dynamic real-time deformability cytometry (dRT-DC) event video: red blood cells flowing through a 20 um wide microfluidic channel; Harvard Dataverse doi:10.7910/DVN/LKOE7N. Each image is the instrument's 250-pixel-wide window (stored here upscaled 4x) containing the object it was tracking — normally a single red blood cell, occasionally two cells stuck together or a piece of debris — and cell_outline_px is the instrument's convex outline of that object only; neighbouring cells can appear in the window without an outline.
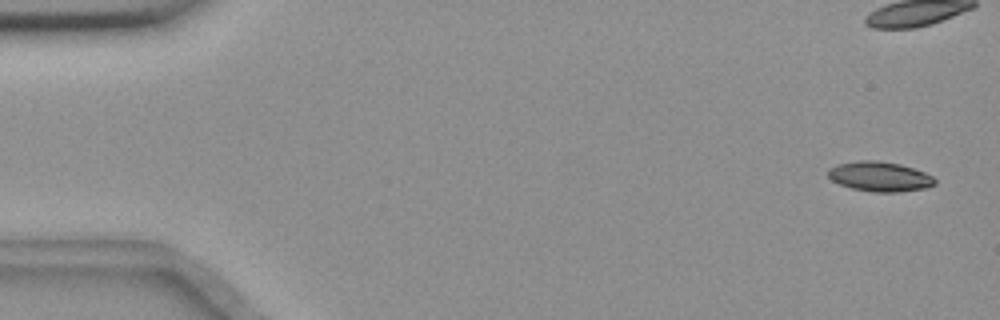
{"species": "common noctule bat (a hibernating species)", "species_latin": "Nyctalus noctula", "temperature_condition": "room temperature", "stored_images_in_passage": 10, "camera_frame_rate_fps": 3000, "um_per_image_px": 0.085, "animal": {"sex": "female", "body_mass_g": 18.4}, "frame": {"image": 1, "passage_image": 1, "time_ms": 0.0, "image_size_px": [1000, 320], "cell_outline_px": [[936, 184], [924, 188], [900, 192], [872, 192], [852, 188], [840, 184], [832, 180], [828, 176], [828, 168], [840, 164], [860, 160], [876, 160], [900, 164], [924, 172], [932, 176], [936, 180]], "centroid_in_image_um": [74.78, 15.01], "position_along_channel_um": 10.2, "area_um2": 18.44}}